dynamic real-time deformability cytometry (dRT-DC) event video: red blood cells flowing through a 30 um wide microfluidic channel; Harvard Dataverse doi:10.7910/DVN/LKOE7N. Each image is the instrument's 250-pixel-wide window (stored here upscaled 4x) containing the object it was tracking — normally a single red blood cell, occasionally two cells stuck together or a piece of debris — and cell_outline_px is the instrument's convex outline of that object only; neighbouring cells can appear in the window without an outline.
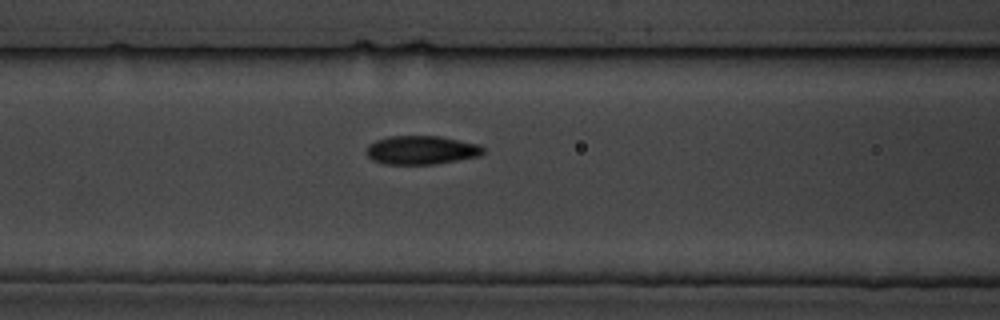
{"species": "common noctule bat (a hibernating species)", "species_latin": "Nyctalus noctula", "temperature_condition": "cold", "stored_images_in_passage": 7, "segment_of_instrument_passage": [2, 2], "camera_frame_rate_fps": 3000, "um_per_image_px": 0.085, "animal": {"sex": "male", "body_mass_g": 19.5, "forearm_length_mm": 54.6}, "frame": {"image": 1, "passage_image": 7, "time_ms": 7.667, "image_size_px": [1000, 320], "cell_outline_px": [[484, 152], [480, 156], [432, 164], [384, 164], [372, 160], [368, 156], [368, 144], [376, 140], [388, 136], [440, 136], [480, 144], [484, 148]], "centroid_in_image_um": [35.83, 12.75], "position_along_channel_um": 130.8, "area_um2": 19.48}}